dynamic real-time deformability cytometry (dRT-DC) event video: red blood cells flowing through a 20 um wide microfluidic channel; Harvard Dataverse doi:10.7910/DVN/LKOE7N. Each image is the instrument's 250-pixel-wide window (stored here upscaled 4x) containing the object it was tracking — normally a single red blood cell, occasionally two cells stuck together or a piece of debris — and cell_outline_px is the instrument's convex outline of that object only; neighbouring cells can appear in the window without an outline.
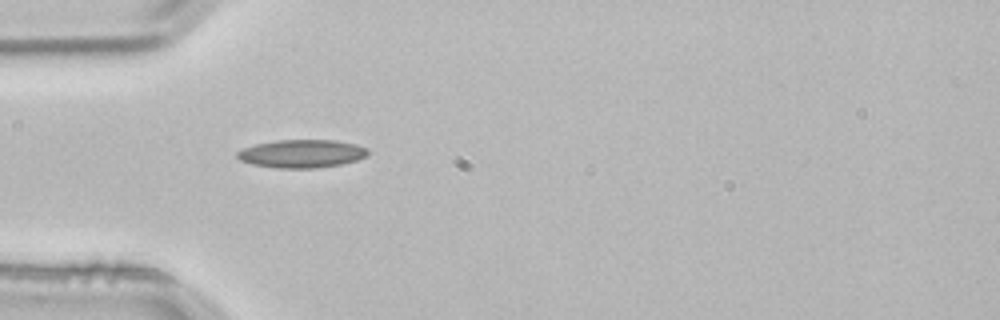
{"species": "common noctule bat (a hibernating species)", "species_latin": "Nyctalus noctula", "temperature_condition": "room temperature", "stored_images_in_passage": 1, "camera_frame_rate_fps": 3000, "um_per_image_px": 0.085, "animal": {"sex": "male", "body_mass_g": 21.5, "forearm_length_mm": 52.0}, "frame": {"image": 1, "passage_image": 1, "time_ms": 0.0, "image_size_px": [1000, 320], "cell_outline_px": [[368, 156], [356, 160], [340, 164], [316, 168], [276, 168], [252, 164], [240, 160], [236, 156], [236, 152], [244, 148], [256, 144], [280, 140], [336, 140], [356, 144], [368, 148]], "centroid_in_image_um": [25.66, 13.06], "position_along_channel_um": 59.3, "area_um2": 21.39}}